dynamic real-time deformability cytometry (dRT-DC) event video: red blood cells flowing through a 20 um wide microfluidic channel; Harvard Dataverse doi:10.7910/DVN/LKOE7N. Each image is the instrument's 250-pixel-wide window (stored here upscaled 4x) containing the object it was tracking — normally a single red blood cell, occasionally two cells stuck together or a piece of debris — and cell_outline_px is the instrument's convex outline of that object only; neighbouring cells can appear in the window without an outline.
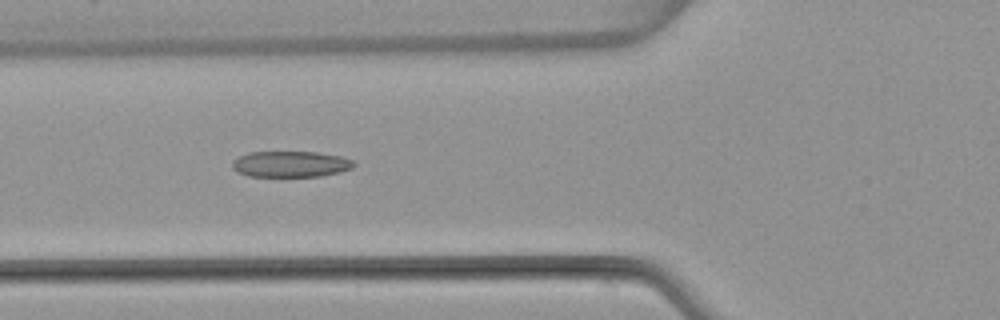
{"species": "common noctule bat (a hibernating species)", "species_latin": "Nyctalus noctula", "temperature_condition": "warm", "stored_images_in_passage": 6, "camera_frame_rate_fps": 3000, "um_per_image_px": 0.085, "animal": {"sex": "female", "body_mass_g": 22.7, "forearm_length_mm": 54.2}, "frame": {"image": 1, "passage_image": 5, "time_ms": 5.667, "image_size_px": [1000, 320], "cell_outline_px": [[356, 164], [352, 168], [340, 172], [320, 176], [248, 176], [236, 172], [232, 168], [232, 160], [236, 156], [248, 152], [316, 152], [344, 156], [352, 160]], "centroid_in_image_um": [24.67, 13.94], "position_along_channel_um": 101.1, "area_um2": 18.67}}
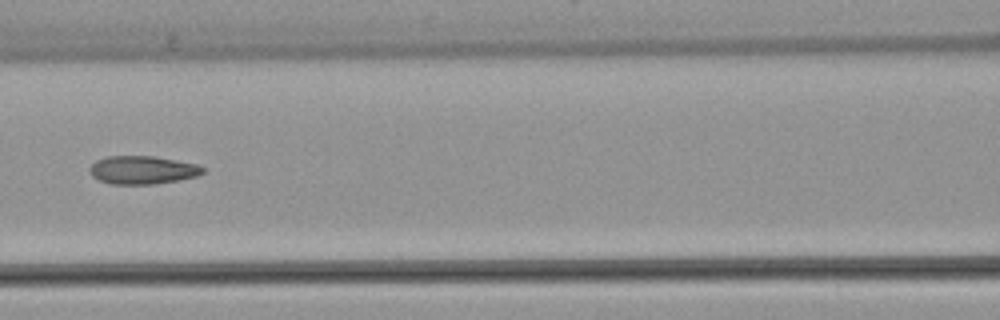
{"frame": {"image": 2, "passage_image": 6, "time_ms": 7.0, "image_size_px": [1000, 320], "cell_outline_px": [[204, 172], [196, 176], [180, 180], [156, 184], [112, 184], [100, 180], [92, 176], [88, 172], [88, 168], [96, 160], [108, 156], [156, 156], [196, 164], [204, 168]], "centroid_in_image_um": [12.09, 14.45], "position_along_channel_um": 154.5, "area_um2": 18.67}}